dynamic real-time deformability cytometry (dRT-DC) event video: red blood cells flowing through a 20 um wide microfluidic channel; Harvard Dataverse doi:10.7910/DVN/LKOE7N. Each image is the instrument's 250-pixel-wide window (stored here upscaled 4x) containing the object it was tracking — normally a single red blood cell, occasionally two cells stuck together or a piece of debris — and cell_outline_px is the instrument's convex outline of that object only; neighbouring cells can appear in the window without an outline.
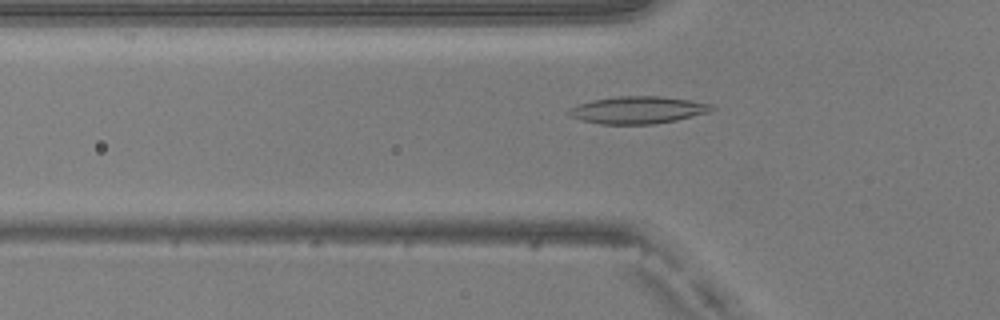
{"species": "common noctule bat (a hibernating species)", "species_latin": "Nyctalus noctula", "temperature_condition": "warm", "stored_images_in_passage": 49, "camera_frame_rate_fps": 3000, "um_per_image_px": 0.085, "animal": {"sex": "male", "body_mass_g": 20.5, "forearm_length_mm": 52.5}, "frame": {"image": 1, "passage_image": 17, "time_ms": 5.333, "image_size_px": [1000, 320], "cell_outline_px": [[716, 108], [708, 112], [676, 120], [652, 124], [600, 124], [568, 116], [568, 108], [576, 104], [592, 100], [616, 96], [664, 96], [712, 104]], "centroid_in_image_um": [54.18, 9.34], "position_along_channel_um": 71.6, "area_um2": 22.72}}
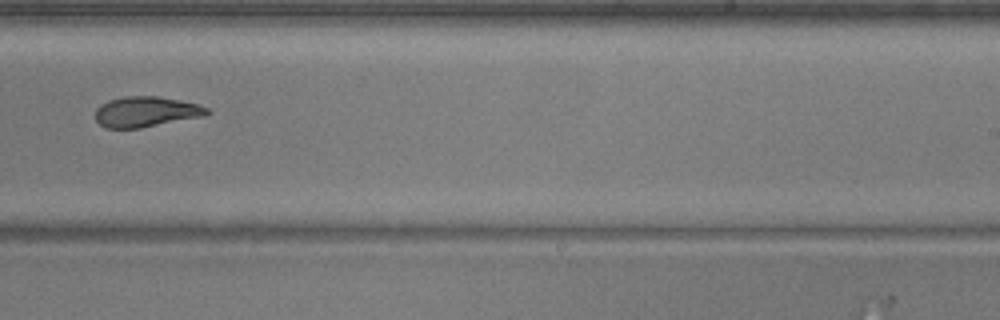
{"frame": {"image": 2, "passage_image": 32, "time_ms": 10.333, "image_size_px": [1000, 320], "cell_outline_px": [[212, 112], [200, 116], [140, 128], [104, 128], [96, 120], [96, 108], [100, 104], [108, 100], [128, 96], [156, 96], [180, 100], [196, 104], [208, 108]], "centroid_in_image_um": [12.36, 9.49], "position_along_channel_um": 276.6, "area_um2": 19.54}}
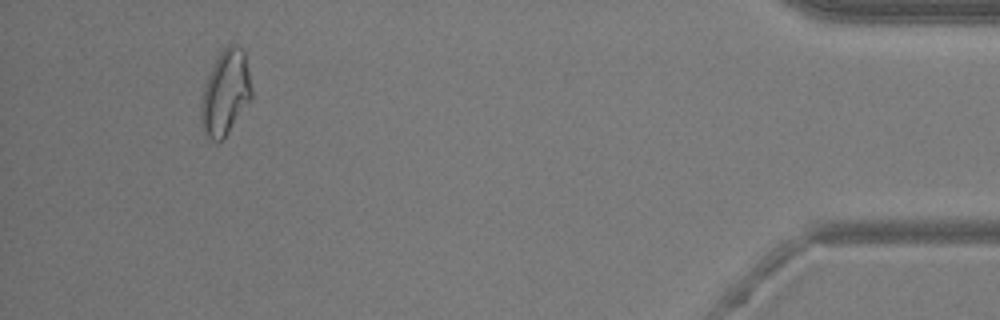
{"frame": {"image": 3, "passage_image": 47, "time_ms": 15.333, "image_size_px": [1000, 320], "cell_outline_px": [[252, 96], [228, 132], [220, 140], [208, 140], [204, 136], [200, 124], [200, 104], [204, 84], [220, 52], [228, 44], [232, 44], [240, 48], [244, 52], [252, 88]], "centroid_in_image_um": [19.12, 7.91], "position_along_channel_um": 416.1, "area_um2": 24.74}}